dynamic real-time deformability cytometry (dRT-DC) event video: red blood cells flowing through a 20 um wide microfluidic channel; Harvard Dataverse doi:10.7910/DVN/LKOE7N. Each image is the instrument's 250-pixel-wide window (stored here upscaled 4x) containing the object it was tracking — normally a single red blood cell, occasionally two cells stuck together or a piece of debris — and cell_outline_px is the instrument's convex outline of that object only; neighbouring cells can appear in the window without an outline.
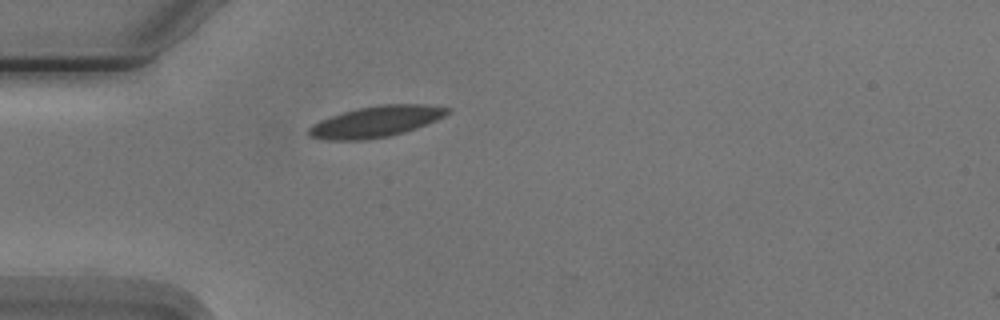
{"species": "Egyptian fruit bat (a non-hibernating species)", "species_latin": "Rousettus aegyptiacus", "temperature_condition": "cold", "stored_images_in_passage": 4, "camera_frame_rate_fps": 3000, "um_per_image_px": 0.085, "animal": {"sex": "male"}, "frame": {"image": 1, "passage_image": 4, "time_ms": 3.667, "image_size_px": [1000, 320], "cell_outline_px": [[452, 108], [444, 116], [436, 120], [416, 128], [404, 132], [388, 136], [364, 140], [328, 140], [308, 136], [308, 128], [312, 124], [320, 120], [356, 108], [380, 104], [428, 104]], "centroid_in_image_um": [31.96, 10.33], "position_along_channel_um": 53.0, "area_um2": 25.09}}